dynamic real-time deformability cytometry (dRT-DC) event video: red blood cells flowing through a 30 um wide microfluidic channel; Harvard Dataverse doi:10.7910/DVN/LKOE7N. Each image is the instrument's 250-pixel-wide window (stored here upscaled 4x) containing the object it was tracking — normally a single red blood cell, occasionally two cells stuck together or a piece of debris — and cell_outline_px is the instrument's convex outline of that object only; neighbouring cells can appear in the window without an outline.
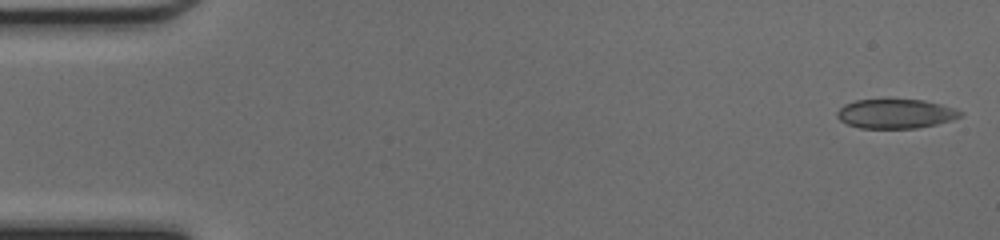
{"species": "common noctule bat (a hibernating species)", "species_latin": "Nyctalus noctula", "temperature_condition": "cold", "stored_images_in_passage": 48, "camera_frame_rate_fps": 3000, "um_per_image_px": 0.085, "animal": {"sex": "female", "body_mass_g": 17.0, "forearm_length_mm": 48.0}, "frame": {"image": 1, "passage_image": 1, "time_ms": 0.0, "image_size_px": [1000, 240], "cell_outline_px": [[964, 116], [952, 120], [936, 124], [916, 128], [860, 128], [848, 124], [840, 120], [836, 116], [836, 112], [844, 104], [856, 100], [924, 100], [956, 108], [964, 112]], "centroid_in_image_um": [76.16, 9.67], "position_along_channel_um": 8.8, "area_um2": 21.1}}
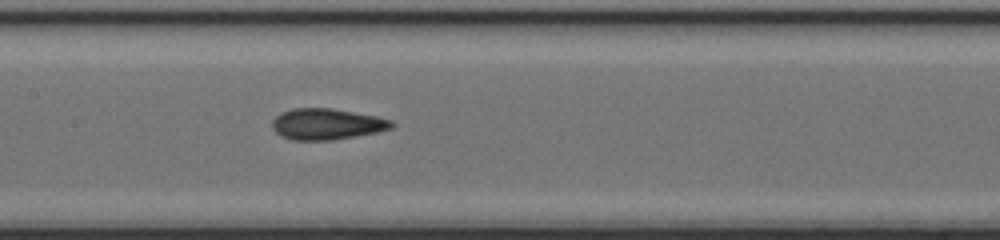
{"frame": {"image": 2, "passage_image": 23, "time_ms": 7.333, "image_size_px": [1000, 240], "cell_outline_px": [[396, 124], [392, 128], [376, 132], [356, 136], [332, 140], [292, 140], [280, 136], [272, 128], [272, 120], [280, 112], [292, 108], [332, 108], [376, 116], [392, 120]], "centroid_in_image_um": [27.76, 10.54], "position_along_channel_um": 179.6, "area_um2": 21.79}}
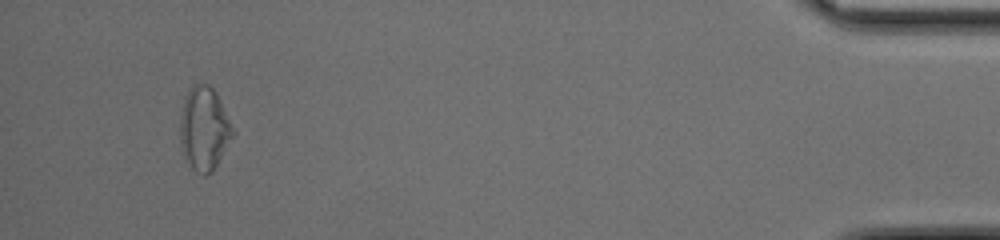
{"frame": {"image": 3, "passage_image": 45, "time_ms": 14.667, "image_size_px": [1000, 240], "cell_outline_px": [[236, 132], [212, 172], [204, 176], [196, 172], [184, 160], [180, 148], [180, 116], [184, 100], [188, 88], [192, 84], [208, 84], [216, 92]], "centroid_in_image_um": [17.34, 10.95], "position_along_channel_um": 417.9, "area_um2": 26.01}, "authors_computed_cell_mechanics": {"area_um2": 21.675, "velocity_mm_per_s": 4.2807, "shape_relaxation_time_tau1_ms": 9.4178, "shape_relaxation_time_tau2_ms": 1.3216, "deformation_change_tau1": 0.1573, "deformation_change_tau2": 0.078}}